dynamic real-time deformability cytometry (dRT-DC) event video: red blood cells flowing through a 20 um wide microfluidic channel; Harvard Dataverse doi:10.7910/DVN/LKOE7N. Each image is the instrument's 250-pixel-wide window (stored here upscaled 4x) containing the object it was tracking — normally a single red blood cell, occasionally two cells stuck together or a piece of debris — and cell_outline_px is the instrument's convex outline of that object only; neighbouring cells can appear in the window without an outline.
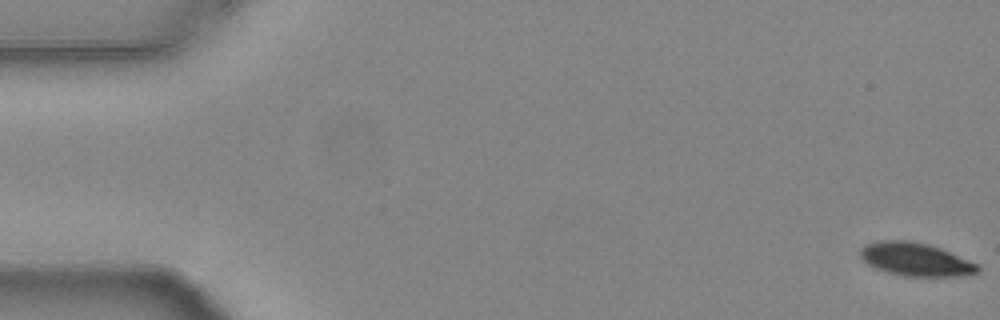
{"species": "common noctule bat (a hibernating species)", "species_latin": "Nyctalus noctula", "temperature_condition": "warm", "stored_images_in_passage": 55, "camera_frame_rate_fps": 3000, "um_per_image_px": 0.085, "animal": {"sex": "female", "body_mass_g": 24.6, "forearm_length_mm": 56.2}, "frame": {"image": 1, "passage_image": 1, "time_ms": 0.0, "image_size_px": [1000, 320], "cell_outline_px": [[980, 272], [968, 276], [904, 276], [888, 272], [876, 268], [868, 264], [860, 256], [860, 248], [868, 244], [880, 240], [908, 240], [928, 244], [940, 248], [968, 260], [976, 264], [980, 268]], "centroid_in_image_um": [77.84, 22.05], "position_along_channel_um": 7.2, "area_um2": 22.6}}
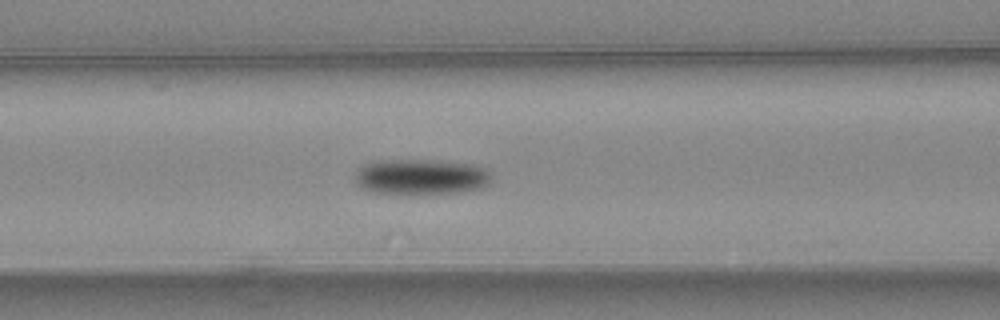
{"frame": {"image": 2, "passage_image": 23, "time_ms": 7.333, "image_size_px": [1000, 320], "cell_outline_px": [[492, 180], [488, 184], [476, 188], [456, 192], [408, 196], [376, 192], [360, 188], [356, 184], [356, 168], [372, 160], [440, 160], [476, 164], [488, 168], [492, 176]], "centroid_in_image_um": [35.76, 15.03], "position_along_channel_um": 130.8, "area_um2": 29.25}}
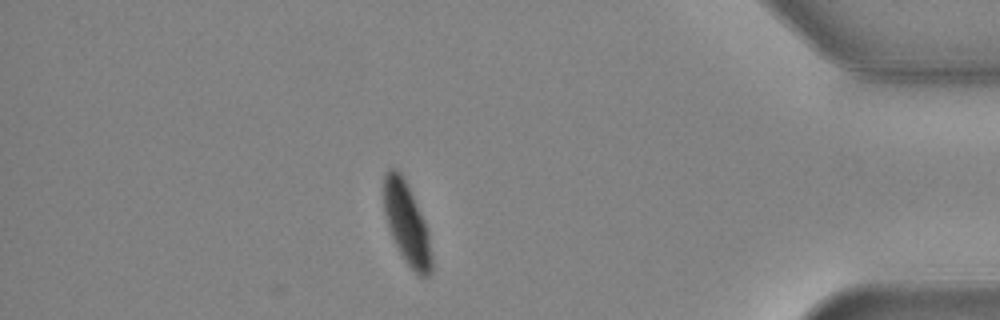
{"frame": {"image": 3, "passage_image": 48, "time_ms": 15.667, "image_size_px": [1000, 320], "cell_outline_px": [[432, 276], [420, 276], [404, 260], [392, 236], [384, 216], [384, 172], [388, 168], [396, 168], [400, 172], [424, 220], [428, 232], [432, 256]], "centroid_in_image_um": [34.57, 19.01], "position_along_channel_um": 400.6, "area_um2": 22.37}, "authors_computed_cell_mechanics": {"area_um2": 25.721, "velocity_mm_per_s": 3.7452, "shape_relaxation_time_tau1_ms": 2.0768, "shape_relaxation_time_tau2_ms": 7.7344, "deformation_change_tau1": 0.1346, "deformation_change_tau2": 0.0841}}